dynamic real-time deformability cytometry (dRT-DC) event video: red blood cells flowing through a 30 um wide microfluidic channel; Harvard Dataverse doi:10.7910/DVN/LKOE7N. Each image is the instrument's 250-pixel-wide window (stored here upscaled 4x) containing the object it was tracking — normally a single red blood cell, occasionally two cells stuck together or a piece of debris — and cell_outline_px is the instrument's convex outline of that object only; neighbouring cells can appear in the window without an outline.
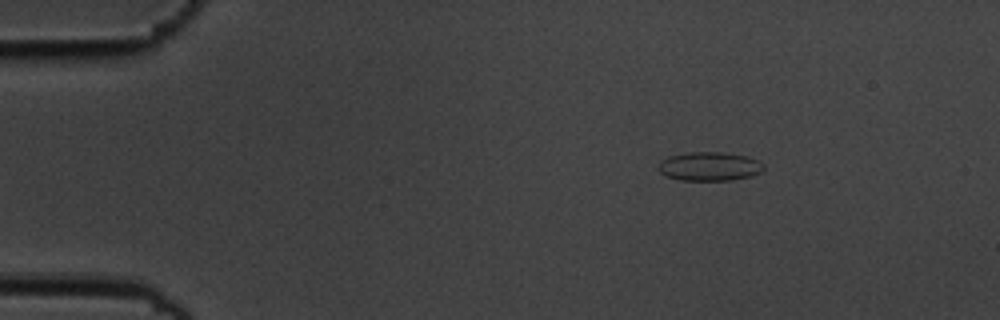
{"species": "common noctule bat (a hibernating species)", "species_latin": "Nyctalus noctula", "temperature_condition": "cold", "stored_images_in_passage": 11, "camera_frame_rate_fps": 3000, "um_per_image_px": 0.085, "animal": {"sex": "male", "body_mass_g": 19.5, "forearm_length_mm": 54.6}, "frame": {"image": 1, "passage_image": 1, "time_ms": 0.0, "image_size_px": [1000, 320], "cell_outline_px": [[764, 168], [760, 172], [752, 176], [732, 180], [680, 180], [664, 176], [656, 168], [660, 160], [668, 156], [688, 152], [724, 152], [748, 156], [764, 164]], "centroid_in_image_um": [60.26, 14.14], "position_along_channel_um": 24.7, "area_um2": 17.98}}
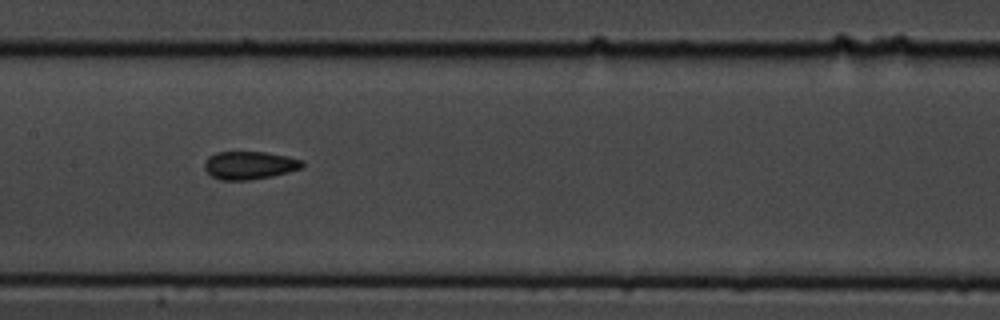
{"frame": {"image": 2, "passage_image": 6, "time_ms": 1.667, "image_size_px": [1000, 320], "cell_outline_px": [[304, 168], [272, 176], [248, 180], [220, 180], [212, 176], [204, 168], [204, 164], [208, 156], [216, 152], [264, 152], [288, 156], [304, 160]], "centroid_in_image_um": [21.23, 14.04], "position_along_channel_um": 186.2, "area_um2": 16.07}}
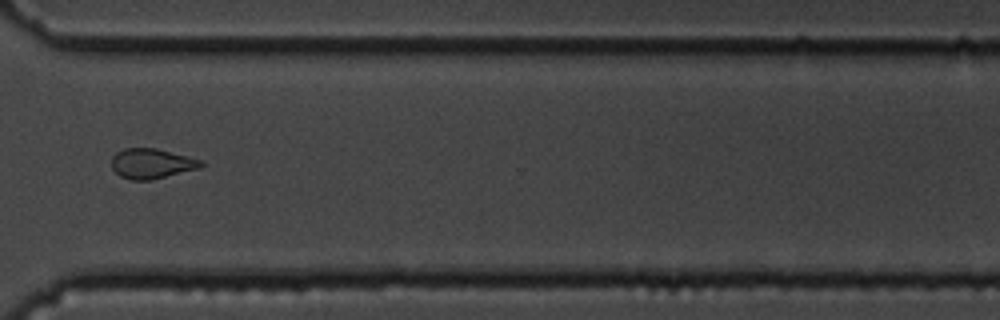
{"frame": {"image": 3, "passage_image": 10, "time_ms": 3.0, "image_size_px": [1000, 320], "cell_outline_px": [[204, 164], [200, 168], [152, 180], [132, 180], [120, 176], [112, 168], [112, 156], [116, 152], [124, 148], [156, 148], [204, 160]], "centroid_in_image_um": [12.91, 13.9], "position_along_channel_um": 357.7, "area_um2": 15.78}}